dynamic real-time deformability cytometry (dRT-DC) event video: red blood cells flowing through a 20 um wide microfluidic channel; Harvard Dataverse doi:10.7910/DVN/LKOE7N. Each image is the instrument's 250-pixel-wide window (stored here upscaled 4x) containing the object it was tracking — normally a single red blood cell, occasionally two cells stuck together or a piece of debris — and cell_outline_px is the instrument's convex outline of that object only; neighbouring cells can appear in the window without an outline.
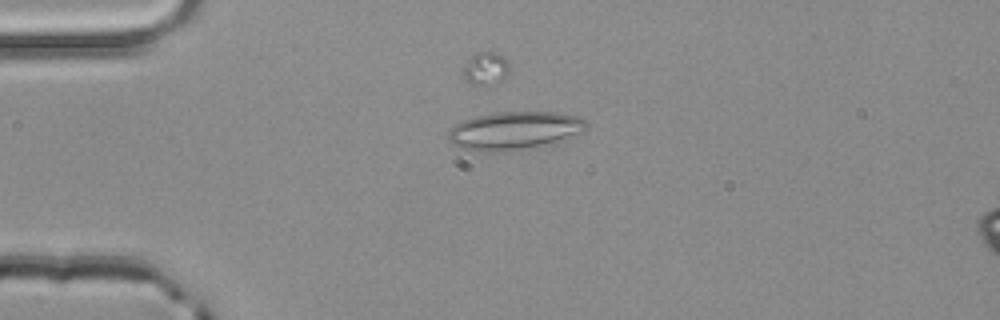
{"species": "common noctule bat (a hibernating species)", "species_latin": "Nyctalus noctula", "temperature_condition": "room temperature", "stored_images_in_passage": 2, "camera_frame_rate_fps": 3000, "um_per_image_px": 0.085, "animal": {"sex": "male", "body_mass_g": 20.4}, "frame": {"image": 1, "passage_image": 1, "time_ms": 0.0, "image_size_px": [1000, 320], "cell_outline_px": [[588, 128], [584, 132], [568, 140], [556, 144], [508, 152], [480, 152], [460, 148], [452, 144], [448, 140], [448, 132], [456, 124], [464, 120], [476, 116], [496, 112], [556, 112], [580, 116], [588, 124]], "centroid_in_image_um": [43.81, 11.13], "position_along_channel_um": 41.2, "area_um2": 31.67}}